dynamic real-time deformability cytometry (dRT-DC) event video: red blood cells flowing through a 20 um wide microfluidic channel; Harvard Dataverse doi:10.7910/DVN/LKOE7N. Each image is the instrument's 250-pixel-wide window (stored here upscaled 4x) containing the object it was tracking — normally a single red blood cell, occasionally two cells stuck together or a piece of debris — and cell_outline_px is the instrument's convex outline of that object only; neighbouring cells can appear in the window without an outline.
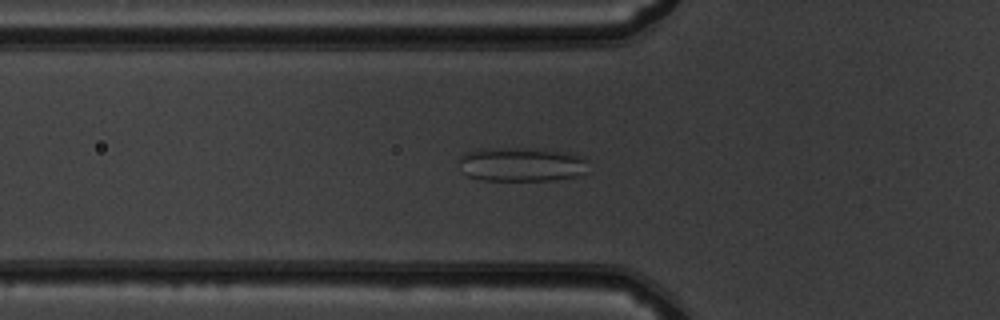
{"species": "common noctule bat (a hibernating species)", "species_latin": "Nyctalus noctula", "temperature_condition": "warm", "stored_images_in_passage": 42, "camera_frame_rate_fps": 3000, "um_per_image_px": 0.085, "animal": {"sex": "male", "body_mass_g": 19.5, "forearm_length_mm": 54.6}, "frame": {"image": 1, "passage_image": 8, "time_ms": 2.333, "image_size_px": [1000, 320], "cell_outline_px": [[584, 172], [576, 176], [552, 180], [484, 180], [468, 176], [460, 172], [456, 160], [460, 156], [468, 152], [480, 148], [544, 148], [568, 152], [580, 156], [584, 160]], "centroid_in_image_um": [44.21, 13.95], "position_along_channel_um": 81.6, "area_um2": 25.95}}
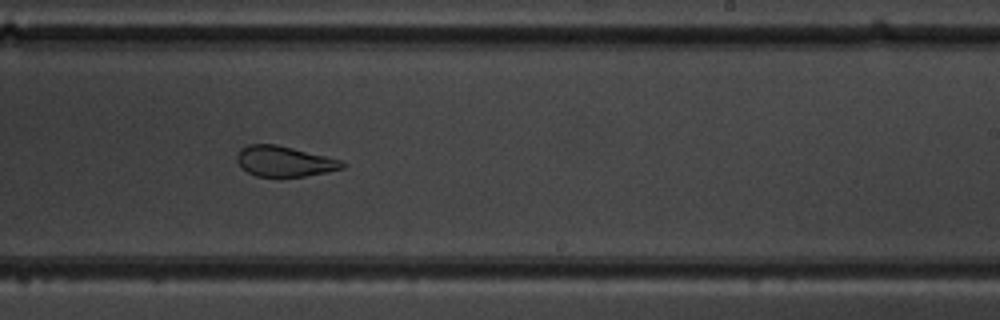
{"frame": {"image": 2, "passage_image": 22, "time_ms": 7.0, "image_size_px": [1000, 320], "cell_outline_px": [[348, 164], [344, 168], [304, 176], [256, 176], [248, 172], [236, 160], [236, 156], [240, 148], [248, 144], [276, 144], [344, 160]], "centroid_in_image_um": [24.2, 13.69], "position_along_channel_um": 264.8, "area_um2": 18.67}}
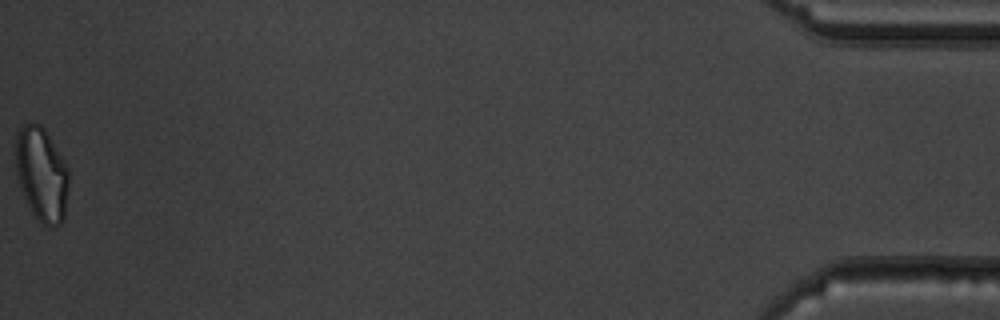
{"frame": {"image": 3, "passage_image": 42, "time_ms": 13.667, "image_size_px": [1000, 320], "cell_outline_px": [[68, 188], [64, 220], [60, 224], [52, 228], [48, 228], [32, 212], [20, 188], [16, 172], [16, 132], [24, 124], [40, 124], [44, 128], [68, 168]], "centroid_in_image_um": [3.54, 14.83], "position_along_channel_um": 431.7, "area_um2": 28.9}, "authors_computed_cell_mechanics": {"area_um2": 21.9351, "velocity_mm_per_s": 3.9278, "shape_relaxation_time_tau1_ms": null, "shape_relaxation_time_tau2_ms": 1.5733, "deformation_change_tau1": null, "deformation_change_tau2": 0.1027}}